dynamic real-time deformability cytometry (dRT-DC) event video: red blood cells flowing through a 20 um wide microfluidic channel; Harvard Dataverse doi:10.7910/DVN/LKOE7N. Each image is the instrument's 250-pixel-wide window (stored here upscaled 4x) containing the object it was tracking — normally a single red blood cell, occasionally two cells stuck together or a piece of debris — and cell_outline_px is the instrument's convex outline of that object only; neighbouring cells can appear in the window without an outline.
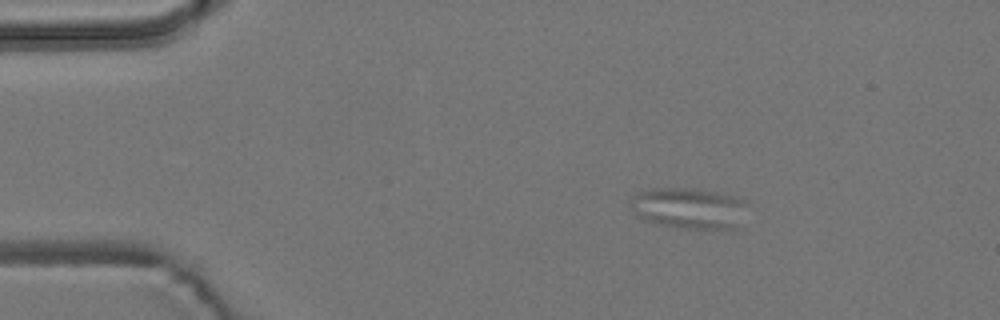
{"species": "common noctule bat (a hibernating species)", "species_latin": "Nyctalus noctula", "temperature_condition": "room temperature", "stored_images_in_passage": 4, "camera_frame_rate_fps": 3000, "um_per_image_px": 0.085, "animal": {"sex": "male", "body_mass_g": 19.2, "forearm_length_mm": 51.8}, "frame": {"image": 1, "passage_image": 2, "time_ms": 1.0, "image_size_px": [1000, 320], "cell_outline_px": [[744, 204], [736, 232], [732, 232], [676, 228], [656, 224], [644, 220], [636, 216], [632, 200], [632, 196], [640, 192], [652, 188], [692, 188], [716, 192], [732, 196], [744, 200]], "centroid_in_image_um": [58.57, 17.75], "position_along_channel_um": 26.4, "area_um2": 28.32}}